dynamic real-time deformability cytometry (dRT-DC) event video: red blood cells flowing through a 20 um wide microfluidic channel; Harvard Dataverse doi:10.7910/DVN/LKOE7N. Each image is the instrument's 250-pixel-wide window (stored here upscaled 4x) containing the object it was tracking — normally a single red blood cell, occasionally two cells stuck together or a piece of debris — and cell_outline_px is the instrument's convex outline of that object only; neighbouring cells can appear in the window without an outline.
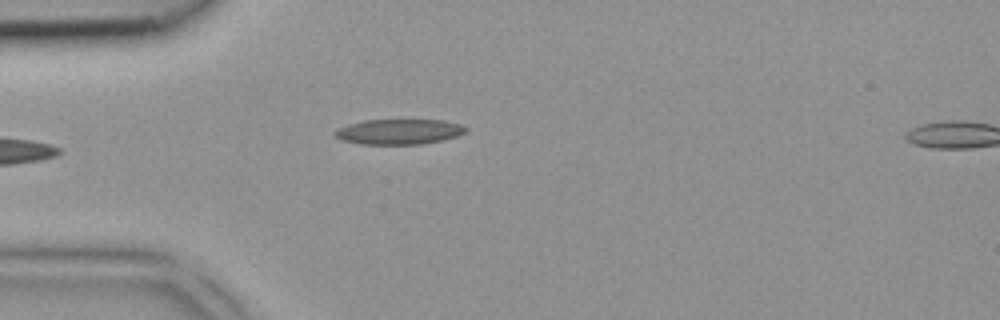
{"species": "common noctule bat (a hibernating species)", "species_latin": "Nyctalus noctula", "temperature_condition": "room temperature", "stored_images_in_passage": 5, "segment_of_instrument_passage": [1, 2], "camera_frame_rate_fps": 3000, "um_per_image_px": 0.085, "animal": {"sex": "female", "body_mass_g": 18.4}, "frame": {"image": 1, "passage_image": 4, "time_ms": 1.0, "image_size_px": [1000, 320], "cell_outline_px": [[468, 128], [464, 132], [456, 136], [440, 140], [420, 144], [360, 144], [340, 140], [332, 132], [348, 124], [364, 120], [444, 120], [460, 124]], "centroid_in_image_um": [33.88, 11.19], "position_along_channel_um": 51.1, "area_um2": 19.13}}